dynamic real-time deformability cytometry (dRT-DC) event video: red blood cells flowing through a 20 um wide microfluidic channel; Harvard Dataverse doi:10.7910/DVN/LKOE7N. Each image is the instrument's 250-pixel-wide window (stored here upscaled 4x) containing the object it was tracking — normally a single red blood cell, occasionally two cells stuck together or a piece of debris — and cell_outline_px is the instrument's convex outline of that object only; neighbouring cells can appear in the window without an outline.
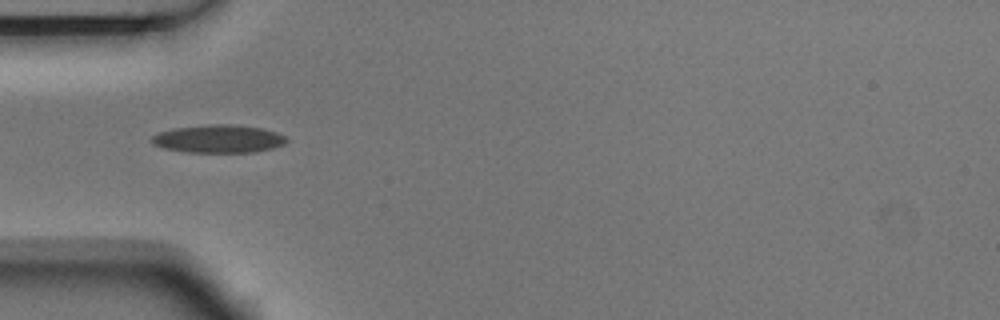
{"species": "Egyptian fruit bat (a non-hibernating species)", "species_latin": "Rousettus aegyptiacus", "temperature_condition": "room temperature", "stored_images_in_passage": 6, "camera_frame_rate_fps": 3000, "um_per_image_px": 0.085, "animal": {"sex": "male"}, "frame": {"image": 1, "passage_image": 4, "time_ms": 1.0, "image_size_px": [1000, 320], "cell_outline_px": [[288, 140], [284, 144], [272, 148], [256, 152], [188, 152], [164, 148], [152, 144], [152, 136], [160, 132], [176, 128], [208, 124], [232, 124], [264, 128], [276, 132], [284, 136]], "centroid_in_image_um": [18.6, 11.8], "position_along_channel_um": 66.4, "area_um2": 21.91}}
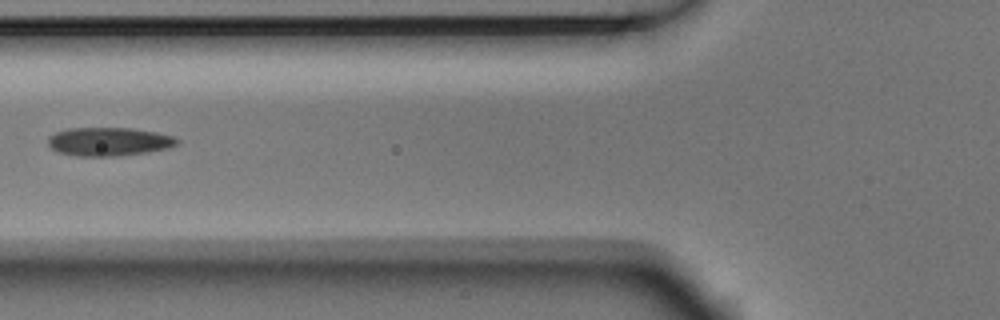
{"frame": {"image": 2, "passage_image": 5, "time_ms": 1.333, "image_size_px": [1000, 320], "cell_outline_px": [[180, 144], [168, 148], [148, 152], [116, 156], [76, 156], [56, 152], [48, 144], [48, 136], [56, 132], [68, 128], [132, 128], [156, 132], [172, 136], [180, 140]], "centroid_in_image_um": [9.26, 12.04], "position_along_channel_um": 116.5, "area_um2": 21.62}}
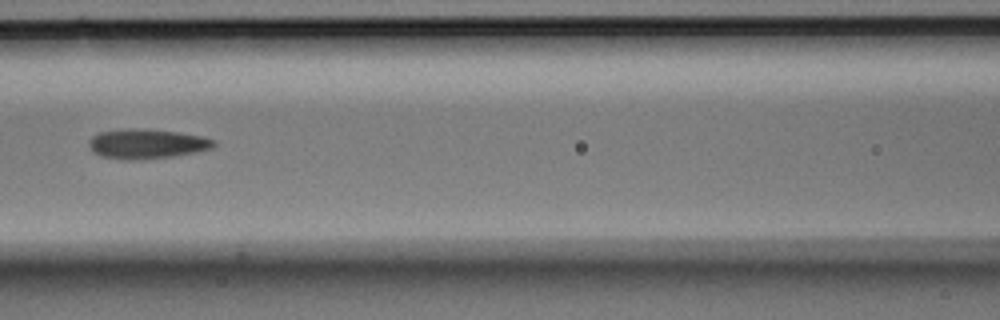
{"frame": {"image": 3, "passage_image": 6, "time_ms": 1.667, "image_size_px": [1000, 320], "cell_outline_px": [[216, 144], [212, 148], [196, 152], [172, 156], [132, 160], [128, 160], [100, 156], [92, 152], [88, 144], [88, 140], [92, 136], [100, 132], [132, 128], [176, 132], [200, 136], [216, 140]], "centroid_in_image_um": [12.45, 12.23], "position_along_channel_um": 154.2, "area_um2": 21.39}}